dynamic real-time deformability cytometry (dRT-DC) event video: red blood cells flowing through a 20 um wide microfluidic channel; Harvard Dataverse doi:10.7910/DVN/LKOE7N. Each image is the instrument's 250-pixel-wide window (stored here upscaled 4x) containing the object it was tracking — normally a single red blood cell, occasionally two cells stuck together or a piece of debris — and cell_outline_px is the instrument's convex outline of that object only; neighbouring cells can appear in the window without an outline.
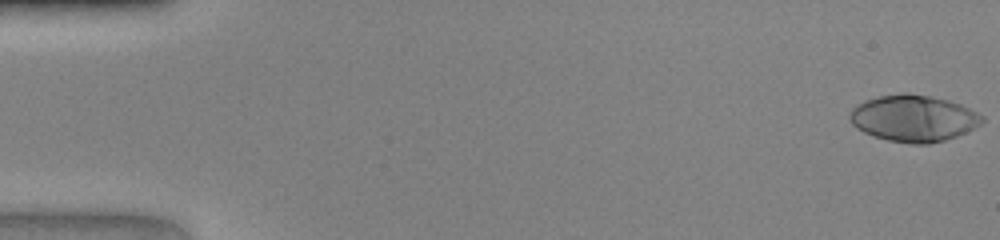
{"species": "human", "species_latin": "Homo sapiens", "temperature_condition": "warm", "stored_images_in_passage": 47, "camera_frame_rate_fps": 3000, "um_per_image_px": 0.085, "donor": {"sex": "female"}, "frame": {"image": 1, "passage_image": 1, "time_ms": 0.0, "image_size_px": [1000, 240], "cell_outline_px": [[984, 120], [980, 124], [956, 136], [944, 140], [928, 144], [908, 144], [888, 140], [864, 132], [856, 128], [848, 120], [848, 112], [856, 104], [864, 100], [880, 96], [900, 92], [904, 92], [928, 96], [948, 100], [960, 104], [984, 116]], "centroid_in_image_um": [77.59, 10.05], "position_along_channel_um": 7.4, "area_um2": 35.95}}
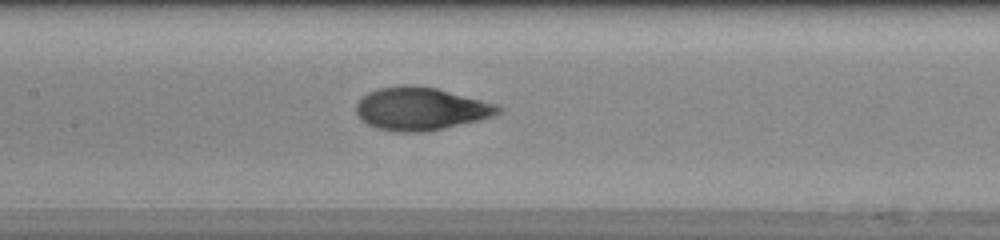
{"frame": {"image": 2, "passage_image": 23, "time_ms": 7.333, "image_size_px": [1000, 240], "cell_outline_px": [[504, 108], [500, 112], [492, 116], [480, 120], [428, 132], [396, 132], [376, 128], [360, 120], [356, 112], [356, 104], [368, 92], [380, 88], [404, 84], [416, 84], [436, 88], [496, 104]], "centroid_in_image_um": [35.75, 9.25], "position_along_channel_um": 171.6, "area_um2": 35.66}}
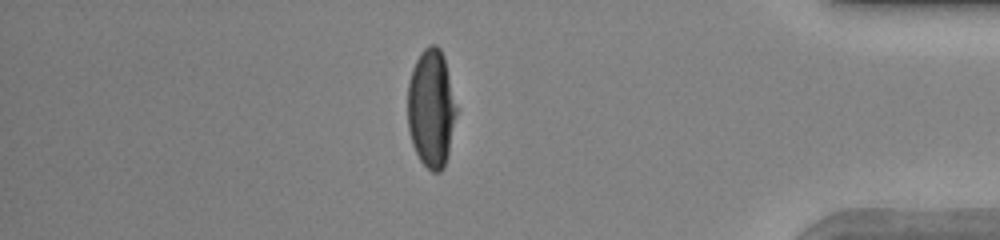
{"frame": {"image": 3, "passage_image": 41, "time_ms": 13.333, "image_size_px": [1000, 240], "cell_outline_px": [[460, 108], [444, 168], [440, 172], [432, 172], [420, 160], [412, 144], [408, 128], [408, 80], [412, 68], [420, 52], [424, 48], [432, 44], [436, 44], [440, 48], [444, 56]], "centroid_in_image_um": [36.7, 9.18], "position_along_channel_um": 398.5, "area_um2": 34.62}}